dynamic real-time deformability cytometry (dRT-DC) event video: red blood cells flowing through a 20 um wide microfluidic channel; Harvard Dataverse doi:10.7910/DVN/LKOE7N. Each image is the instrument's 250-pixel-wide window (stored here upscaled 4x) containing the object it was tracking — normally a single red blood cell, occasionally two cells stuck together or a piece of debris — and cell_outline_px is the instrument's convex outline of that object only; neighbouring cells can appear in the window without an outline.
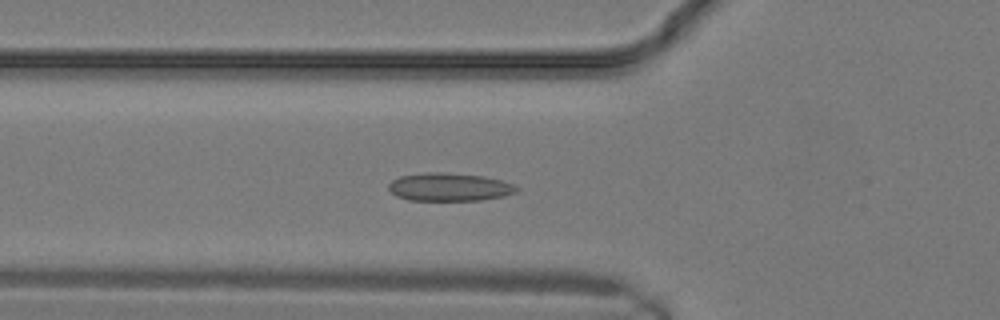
{"species": "common noctule bat (a hibernating species)", "species_latin": "Nyctalus noctula", "temperature_condition": "warm", "stored_images_in_passage": 9, "camera_frame_rate_fps": 3000, "um_per_image_px": 0.085, "animal": {"sex": "male", "body_mass_g": 19.2, "forearm_length_mm": 51.8}, "frame": {"image": 1, "passage_image": 6, "time_ms": 1.667, "image_size_px": [1000, 320], "cell_outline_px": [[520, 188], [516, 192], [504, 196], [480, 200], [408, 200], [396, 196], [388, 188], [388, 184], [392, 180], [400, 176], [428, 172], [444, 172], [484, 176], [500, 180], [512, 184]], "centroid_in_image_um": [38.18, 15.89], "position_along_channel_um": 87.6, "area_um2": 20.92}}
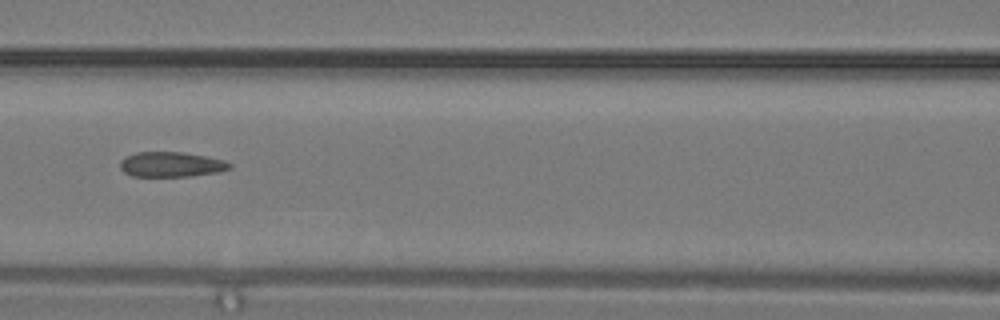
{"frame": {"image": 2, "passage_image": 8, "time_ms": 2.333, "image_size_px": [1000, 320], "cell_outline_px": [[232, 168], [220, 172], [192, 176], [132, 176], [124, 172], [120, 168], [120, 160], [124, 156], [136, 152], [184, 152], [208, 156], [224, 160], [232, 164]], "centroid_in_image_um": [14.57, 13.97], "position_along_channel_um": 152.0, "area_um2": 16.24}}